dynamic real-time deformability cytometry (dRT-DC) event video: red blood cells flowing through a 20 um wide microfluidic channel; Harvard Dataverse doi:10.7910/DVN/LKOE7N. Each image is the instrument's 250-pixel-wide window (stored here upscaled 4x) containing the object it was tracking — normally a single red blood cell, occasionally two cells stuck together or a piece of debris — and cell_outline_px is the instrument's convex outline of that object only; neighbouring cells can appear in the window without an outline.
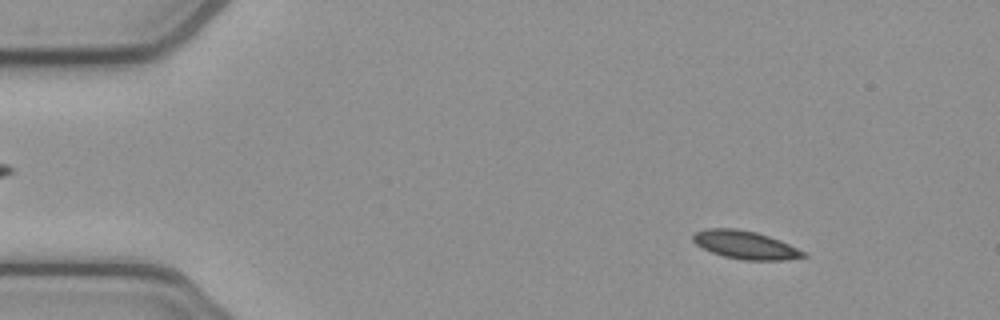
{"species": "common noctule bat (a hibernating species)", "species_latin": "Nyctalus noctula", "temperature_condition": "cold", "stored_images_in_passage": 51, "camera_frame_rate_fps": 3000, "um_per_image_px": 0.085, "animal": {"sex": "female", "body_mass_g": 21.9}, "frame": {"image": 1, "passage_image": 6, "time_ms": 1.667, "image_size_px": [1000, 320], "cell_outline_px": [[808, 256], [784, 260], [744, 260], [724, 256], [712, 252], [696, 244], [692, 240], [692, 236], [696, 232], [708, 228], [736, 228], [756, 232], [780, 240], [808, 252]], "centroid_in_image_um": [63.39, 20.82], "position_along_channel_um": 21.6, "area_um2": 18.09}}
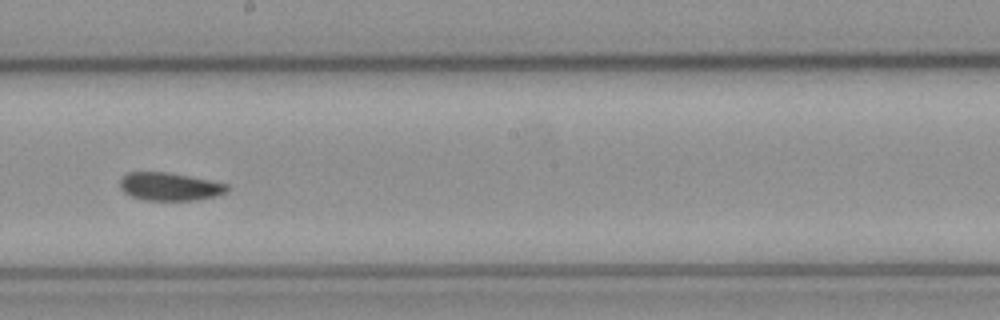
{"frame": {"image": 2, "passage_image": 29, "time_ms": 9.333, "image_size_px": [1000, 320], "cell_outline_px": [[228, 192], [216, 196], [196, 200], [144, 200], [132, 196], [124, 192], [120, 188], [120, 180], [128, 172], [168, 172], [228, 184]], "centroid_in_image_um": [14.43, 15.86], "position_along_channel_um": 233.8, "area_um2": 17.4}}
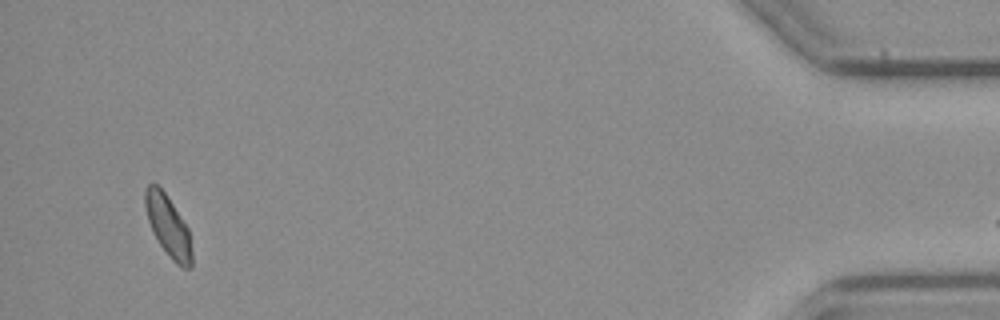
{"frame": {"image": 3, "passage_image": 50, "time_ms": 16.333, "image_size_px": [1000, 320], "cell_outline_px": [[192, 268], [180, 268], [172, 260], [160, 244], [152, 232], [148, 220], [144, 204], [144, 188], [148, 184], [156, 184], [164, 192], [188, 228], [192, 252]], "centroid_in_image_um": [14.28, 19.24], "position_along_channel_um": 420.9, "area_um2": 16.53}}